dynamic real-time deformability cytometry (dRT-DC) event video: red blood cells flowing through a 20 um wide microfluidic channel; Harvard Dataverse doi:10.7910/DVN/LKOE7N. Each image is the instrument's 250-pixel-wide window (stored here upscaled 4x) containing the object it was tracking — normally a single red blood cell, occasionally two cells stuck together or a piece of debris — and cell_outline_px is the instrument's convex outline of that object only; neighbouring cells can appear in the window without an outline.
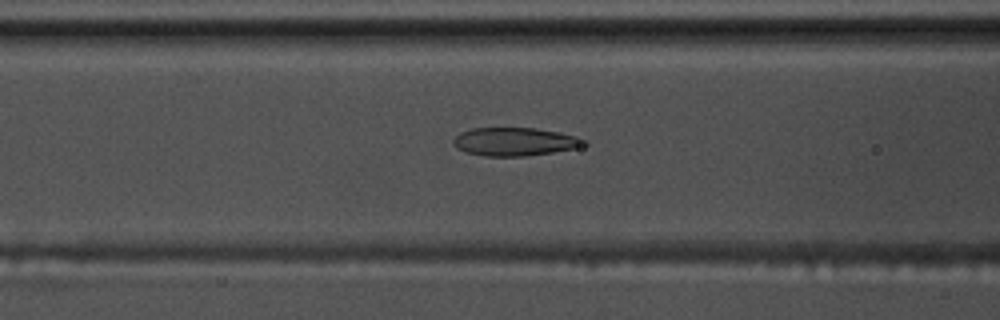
{"species": "common noctule bat (a hibernating species)", "species_latin": "Nyctalus noctula", "temperature_condition": "warm", "stored_images_in_passage": 47, "camera_frame_rate_fps": 3000, "um_per_image_px": 0.085, "animal": {"sex": "male", "body_mass_g": 17.5, "forearm_length_mm": 52.3}, "frame": {"image": 1, "passage_image": 14, "time_ms": 4.333, "image_size_px": [1000, 320], "cell_outline_px": [[588, 144], [572, 148], [552, 152], [524, 156], [488, 156], [468, 152], [456, 148], [452, 144], [452, 140], [460, 132], [472, 128], [536, 128], [576, 136], [588, 140]], "centroid_in_image_um": [43.73, 12.03], "position_along_channel_um": 122.9, "area_um2": 21.33}}
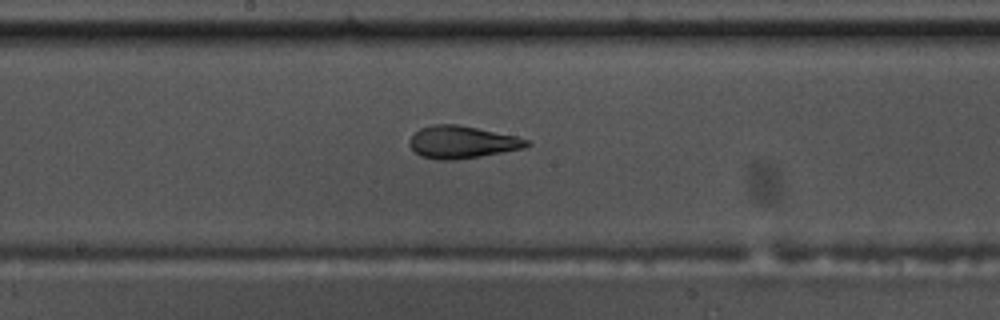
{"frame": {"image": 2, "passage_image": 21, "time_ms": 6.667, "image_size_px": [1000, 320], "cell_outline_px": [[532, 144], [524, 148], [480, 156], [456, 160], [436, 160], [420, 156], [408, 144], [408, 140], [420, 128], [432, 124], [460, 124], [516, 136], [528, 140]], "centroid_in_image_um": [39.25, 12.08], "position_along_channel_um": 208.9, "area_um2": 22.25}}
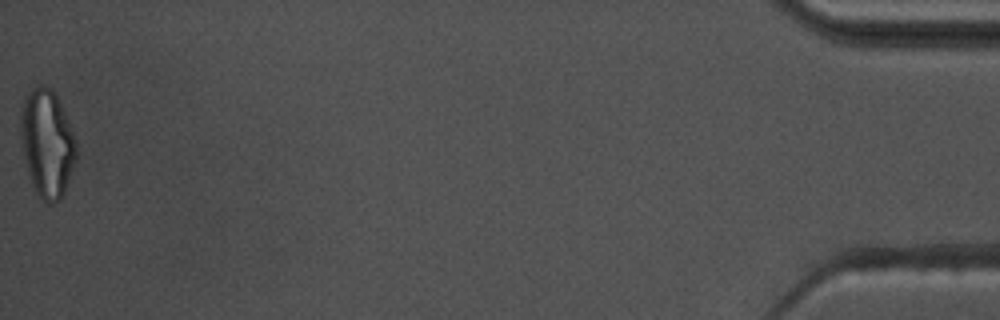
{"frame": {"image": 3, "passage_image": 47, "time_ms": 15.333, "image_size_px": [1000, 320], "cell_outline_px": [[76, 160], [64, 192], [60, 200], [52, 204], [48, 204], [36, 196], [32, 188], [24, 160], [20, 136], [20, 108], [28, 92], [36, 84], [44, 84], [52, 88], [68, 120], [76, 140]], "centroid_in_image_um": [3.97, 12.2], "position_along_channel_um": 431.2, "area_um2": 35.49}, "authors_computed_cell_mechanics": {"area_um2": 23.0622, "velocity_mm_per_s": 3.7012, "shape_relaxation_time_tau1_ms": null, "shape_relaxation_time_tau2_ms": 1.9072, "deformation_change_tau1": null, "deformation_change_tau2": 0.1008}}